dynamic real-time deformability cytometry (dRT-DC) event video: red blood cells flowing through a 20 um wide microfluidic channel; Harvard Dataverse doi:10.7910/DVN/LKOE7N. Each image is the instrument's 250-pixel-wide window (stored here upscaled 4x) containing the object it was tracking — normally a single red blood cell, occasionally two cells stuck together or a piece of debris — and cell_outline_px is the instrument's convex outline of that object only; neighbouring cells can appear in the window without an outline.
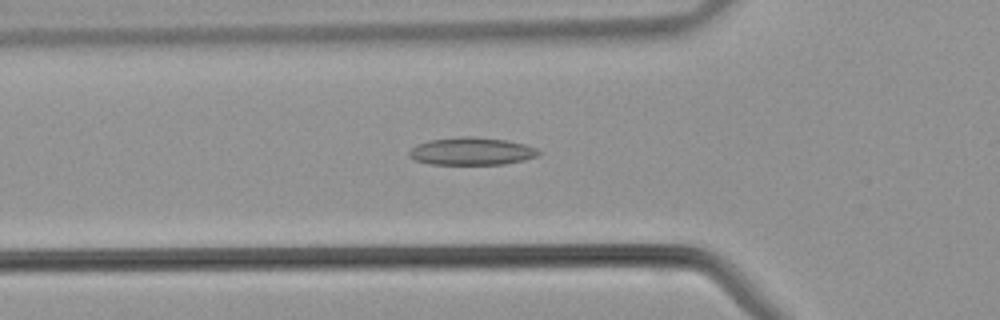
{"species": "common noctule bat (a hibernating species)", "species_latin": "Nyctalus noctula", "temperature_condition": "warm", "stored_images_in_passage": 41, "camera_frame_rate_fps": 3000, "um_per_image_px": 0.085, "animal": {"sex": "male", "body_mass_g": 21.5, "forearm_length_mm": 52.0}, "frame": {"image": 1, "passage_image": 14, "time_ms": 4.333, "image_size_px": [1000, 320], "cell_outline_px": [[544, 152], [536, 156], [524, 160], [504, 164], [428, 164], [416, 160], [408, 156], [408, 152], [416, 144], [428, 140], [460, 136], [472, 136], [508, 140], [524, 144], [536, 148]], "centroid_in_image_um": [40.08, 12.85], "position_along_channel_um": 85.7, "area_um2": 21.04}}
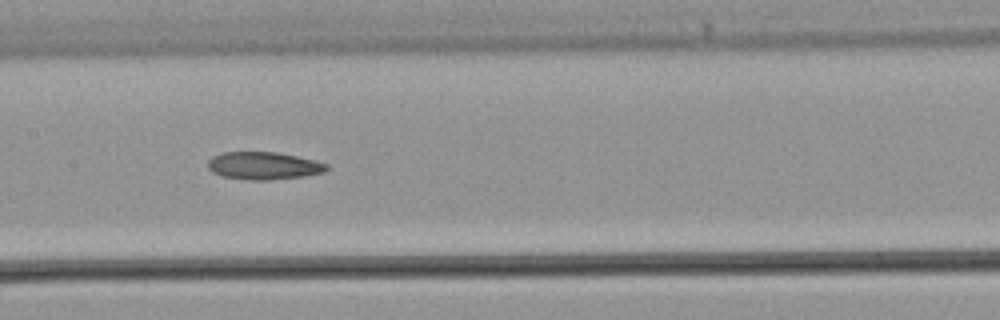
{"frame": {"image": 2, "passage_image": 20, "time_ms": 6.333, "image_size_px": [1000, 320], "cell_outline_px": [[328, 168], [324, 172], [304, 176], [268, 180], [248, 180], [220, 176], [212, 172], [208, 168], [208, 160], [212, 156], [220, 152], [276, 152], [316, 160], [328, 164]], "centroid_in_image_um": [22.38, 14.08], "position_along_channel_um": 185.0, "area_um2": 19.25}}
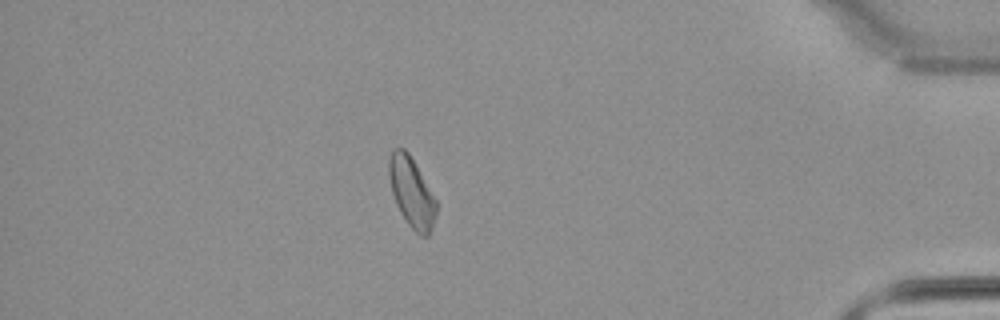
{"frame": {"image": 3, "passage_image": 36, "time_ms": 11.667, "image_size_px": [1000, 320], "cell_outline_px": [[436, 216], [432, 228], [428, 236], [420, 236], [408, 224], [400, 212], [396, 204], [392, 192], [388, 176], [388, 160], [392, 148], [404, 148], [408, 152], [436, 200]], "centroid_in_image_um": [34.96, 16.34], "position_along_channel_um": 400.2, "area_um2": 19.13}}